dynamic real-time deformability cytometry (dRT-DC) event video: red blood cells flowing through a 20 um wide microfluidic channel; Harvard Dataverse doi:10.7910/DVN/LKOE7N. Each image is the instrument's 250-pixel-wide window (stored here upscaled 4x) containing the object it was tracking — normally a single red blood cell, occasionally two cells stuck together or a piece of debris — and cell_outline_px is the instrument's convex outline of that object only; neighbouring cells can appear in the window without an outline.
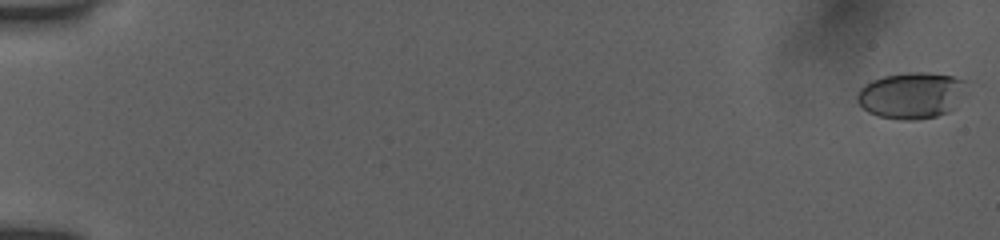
{"species": "human", "species_latin": "Homo sapiens", "temperature_condition": "room temperature", "stored_images_in_passage": 34, "camera_frame_rate_fps": 3000, "um_per_image_px": 0.085, "donor": {"sex": "female"}, "frame": {"image": 1, "passage_image": 1, "time_ms": 0.0, "image_size_px": [1000, 240], "cell_outline_px": [[968, 92], [956, 108], [948, 112], [936, 116], [920, 120], [900, 120], [876, 116], [868, 112], [856, 100], [856, 96], [860, 88], [872, 80], [884, 76], [912, 72], [928, 72], [952, 76], [968, 80]], "centroid_in_image_um": [77.56, 8.11], "position_along_channel_um": 7.4, "area_um2": 30.29}}
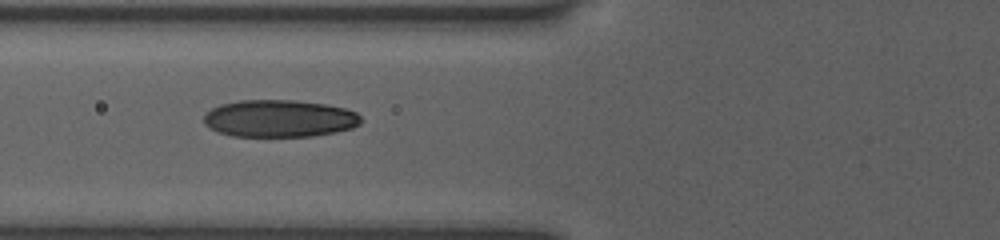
{"frame": {"image": 2, "passage_image": 20, "time_ms": 6.333, "image_size_px": [1000, 240], "cell_outline_px": [[360, 124], [352, 128], [312, 136], [232, 136], [220, 132], [204, 124], [204, 116], [212, 108], [220, 104], [240, 100], [292, 100], [324, 104], [344, 108], [356, 112], [360, 116]], "centroid_in_image_um": [23.74, 10.06], "position_along_channel_um": 102.1, "area_um2": 33.81}}
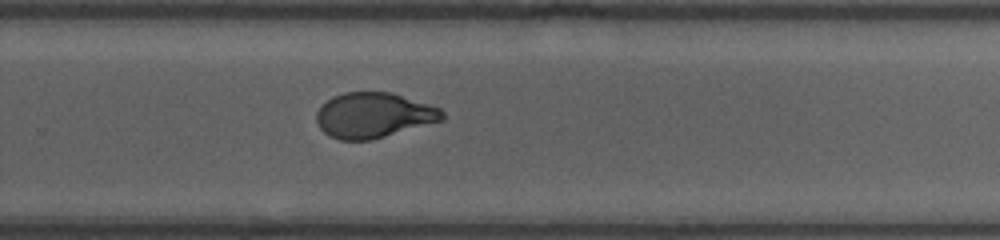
{"frame": {"image": 3, "passage_image": 34, "time_ms": 11.0, "image_size_px": [1000, 240], "cell_outline_px": [[444, 120], [384, 136], [368, 140], [340, 140], [328, 136], [320, 128], [316, 120], [316, 112], [332, 96], [344, 92], [392, 92], [440, 108], [444, 112]], "centroid_in_image_um": [31.75, 9.79], "position_along_channel_um": 298.1, "area_um2": 33.0}}